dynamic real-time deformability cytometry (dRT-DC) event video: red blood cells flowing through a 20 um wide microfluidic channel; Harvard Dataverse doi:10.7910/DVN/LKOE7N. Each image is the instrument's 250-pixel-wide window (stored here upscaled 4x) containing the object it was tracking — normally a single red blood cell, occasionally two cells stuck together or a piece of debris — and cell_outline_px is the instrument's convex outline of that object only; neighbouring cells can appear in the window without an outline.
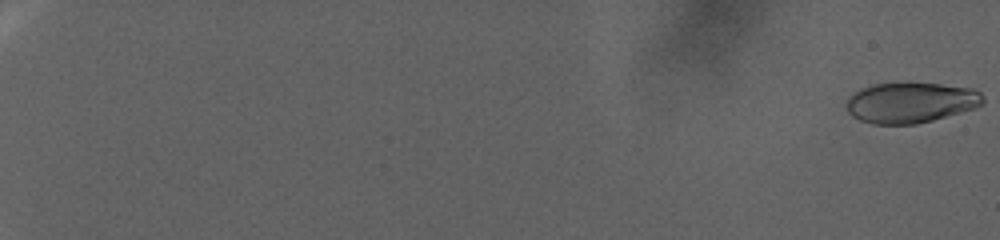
{"species": "human", "species_latin": "Homo sapiens", "temperature_condition": "warm", "stored_images_in_passage": 97, "camera_frame_rate_fps": 3000, "um_per_image_px": 0.085, "donor": {"sex": "female"}, "frame": {"image": 1, "passage_image": 1, "time_ms": 0.0, "image_size_px": [1000, 240], "cell_outline_px": [[984, 104], [976, 108], [932, 120], [916, 124], [872, 124], [860, 120], [852, 116], [848, 112], [844, 104], [848, 96], [860, 88], [872, 84], [940, 84], [972, 88], [980, 92], [984, 96]], "centroid_in_image_um": [77.39, 8.73], "position_along_channel_um": 7.6, "area_um2": 32.31}}
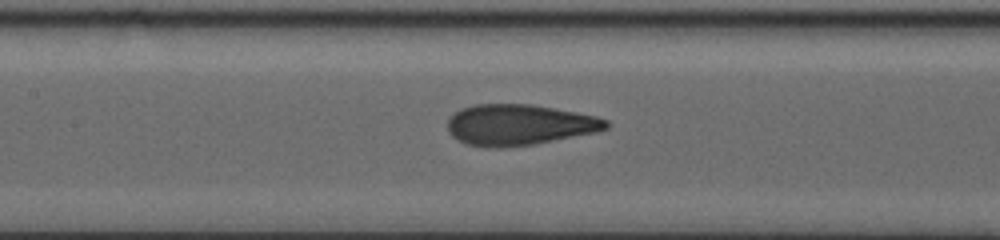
{"frame": {"image": 2, "passage_image": 55, "time_ms": 18.0, "image_size_px": [1000, 240], "cell_outline_px": [[608, 128], [596, 132], [532, 144], [496, 148], [488, 148], [464, 144], [452, 136], [448, 132], [448, 120], [460, 108], [476, 104], [532, 104], [576, 112], [596, 116], [608, 120]], "centroid_in_image_um": [44.1, 10.61], "position_along_channel_um": 163.3, "area_um2": 37.69}}
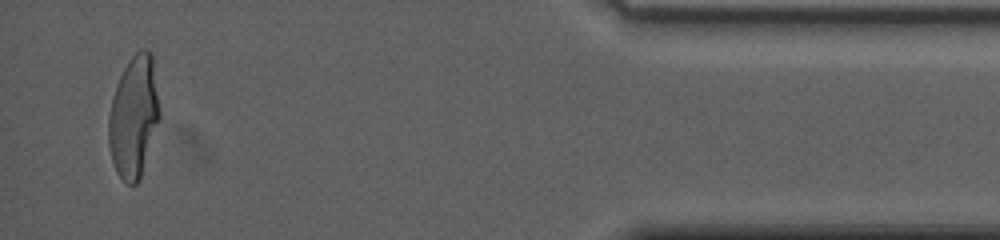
{"frame": {"image": 3, "passage_image": 94, "time_ms": 31.0, "image_size_px": [1000, 240], "cell_outline_px": [[160, 116], [140, 180], [136, 184], [128, 184], [116, 172], [112, 160], [108, 144], [108, 116], [112, 96], [116, 84], [128, 60], [140, 48], [148, 48], [152, 52], [160, 112]], "centroid_in_image_um": [11.36, 9.89], "position_along_channel_um": 423.8, "area_um2": 36.36}, "authors_computed_cell_mechanics": {"area_um2": 36.1828, "velocity_mm_per_s": 2.387, "shape_relaxation_time_tau1_ms": 10.3461, "shape_relaxation_time_tau2_ms": null, "deformation_change_tau1": 0.2815, "deformation_change_tau2": null}}